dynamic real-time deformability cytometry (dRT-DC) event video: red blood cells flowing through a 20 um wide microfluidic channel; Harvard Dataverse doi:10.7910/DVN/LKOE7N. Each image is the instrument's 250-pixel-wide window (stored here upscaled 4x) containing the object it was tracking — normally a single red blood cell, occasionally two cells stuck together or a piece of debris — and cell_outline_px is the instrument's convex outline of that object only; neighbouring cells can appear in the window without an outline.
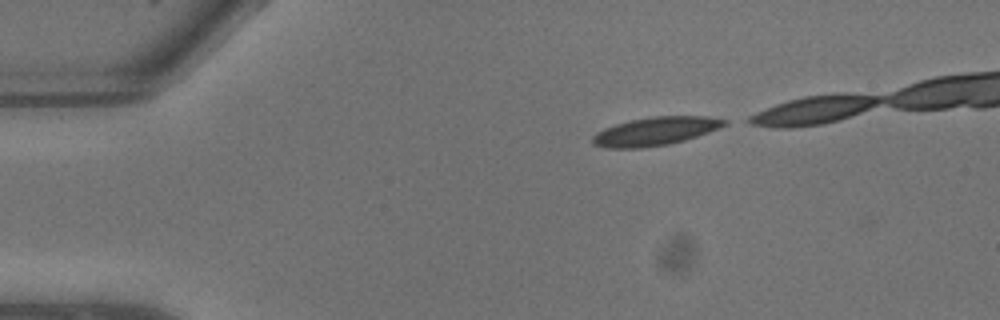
{"species": "common noctule bat (a hibernating species)", "species_latin": "Nyctalus noctula", "temperature_condition": "warm", "stored_images_in_passage": 6, "camera_frame_rate_fps": 3000, "um_per_image_px": 0.085, "animal": {"sex": "male", "body_mass_g": 13.3}, "frame": {"image": 1, "passage_image": 1, "time_ms": 0.0, "image_size_px": [1000, 320], "cell_outline_px": [[728, 124], [720, 128], [684, 140], [668, 144], [640, 148], [604, 148], [592, 144], [592, 136], [596, 132], [604, 128], [616, 124], [648, 116], [708, 116], [728, 120]], "centroid_in_image_um": [55.7, 11.15], "position_along_channel_um": 29.3, "area_um2": 21.85}}
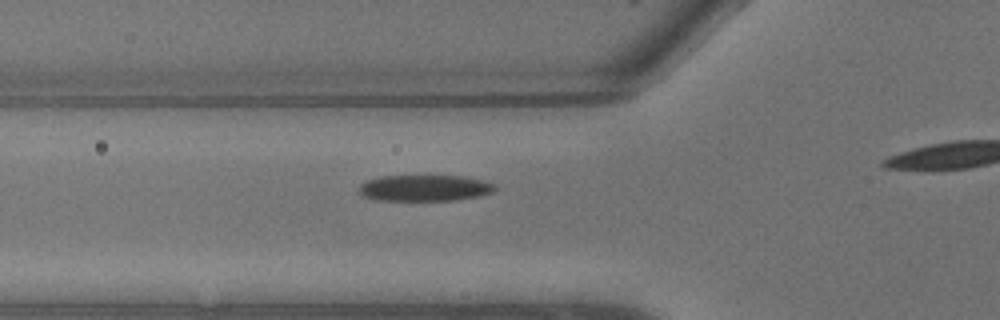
{"frame": {"image": 2, "passage_image": 5, "time_ms": 1.333, "image_size_px": [1000, 320], "cell_outline_px": [[496, 188], [492, 192], [480, 196], [456, 200], [376, 200], [360, 196], [356, 188], [360, 184], [368, 180], [380, 176], [464, 176], [484, 180], [496, 184]], "centroid_in_image_um": [36.07, 15.98], "position_along_channel_um": 89.7, "area_um2": 21.04}}